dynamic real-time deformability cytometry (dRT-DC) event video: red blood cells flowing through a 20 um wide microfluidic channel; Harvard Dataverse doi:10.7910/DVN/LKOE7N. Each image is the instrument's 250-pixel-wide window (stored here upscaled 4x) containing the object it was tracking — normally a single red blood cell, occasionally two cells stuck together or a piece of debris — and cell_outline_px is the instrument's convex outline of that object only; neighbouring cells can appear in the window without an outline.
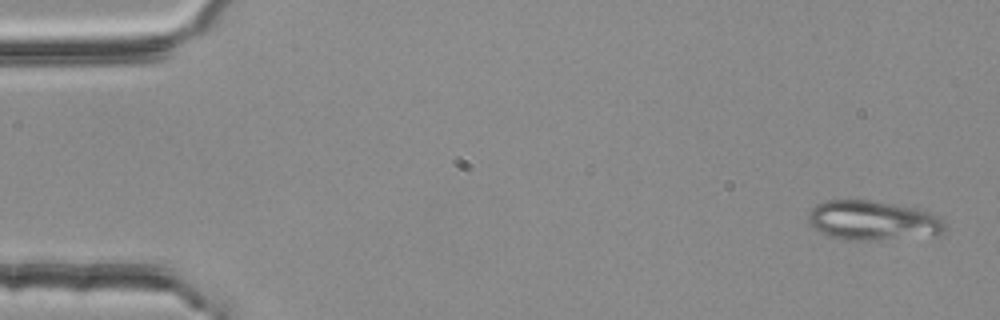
{"species": "common noctule bat (a hibernating species)", "species_latin": "Nyctalus noctula", "temperature_condition": "room temperature", "stored_images_in_passage": 3, "camera_frame_rate_fps": 3000, "um_per_image_px": 0.085, "animal": {"sex": "female", "body_mass_g": 25.1}, "frame": {"image": 1, "passage_image": 1, "time_ms": 0.0, "image_size_px": [1000, 320], "cell_outline_px": [[948, 228], [936, 236], [876, 240], [848, 240], [832, 236], [820, 232], [808, 224], [808, 212], [816, 204], [828, 200], [868, 200], [916, 208], [940, 216]], "centroid_in_image_um": [74.22, 18.75], "position_along_channel_um": 10.8, "area_um2": 31.73}}